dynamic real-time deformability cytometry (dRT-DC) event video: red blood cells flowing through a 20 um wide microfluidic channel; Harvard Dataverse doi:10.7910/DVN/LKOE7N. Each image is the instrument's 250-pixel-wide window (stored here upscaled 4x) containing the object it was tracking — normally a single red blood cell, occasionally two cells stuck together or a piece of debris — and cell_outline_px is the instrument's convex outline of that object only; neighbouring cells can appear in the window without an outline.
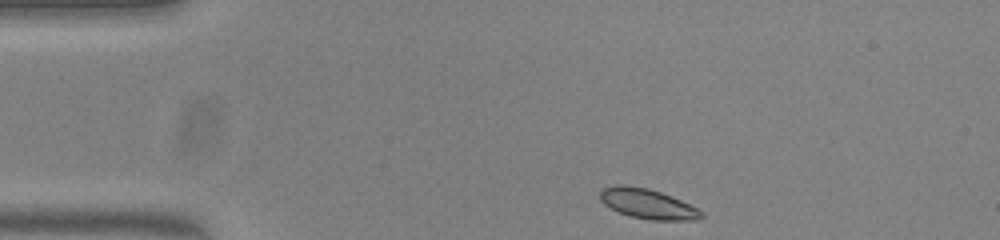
{"species": "common noctule bat (a hibernating species)", "species_latin": "Nyctalus noctula", "temperature_condition": "warm", "stored_images_in_passage": 45, "camera_frame_rate_fps": 3000, "um_per_image_px": 0.085, "animal": {"sex": "female", "body_mass_g": 23.0, "forearm_length_mm": 53.4}, "frame": {"image": 1, "passage_image": 1, "time_ms": 0.0, "image_size_px": [1000, 240], "cell_outline_px": [[704, 216], [696, 220], [652, 220], [632, 216], [620, 212], [604, 204], [600, 200], [600, 188], [616, 184], [624, 184], [648, 188], [672, 196], [704, 212]], "centroid_in_image_um": [55.03, 17.3], "position_along_channel_um": 30.0, "area_um2": 17.63}}
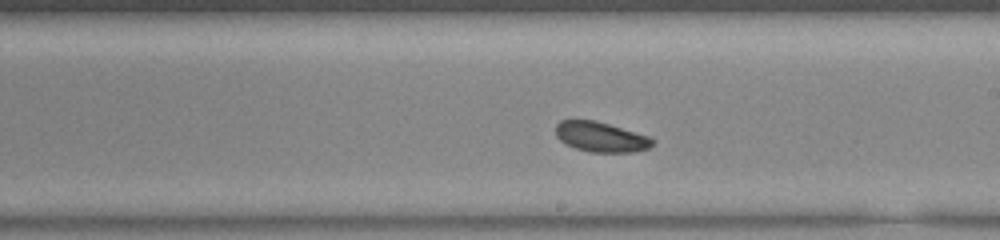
{"frame": {"image": 2, "passage_image": 22, "time_ms": 7.0, "image_size_px": [1000, 240], "cell_outline_px": [[656, 144], [648, 148], [636, 152], [592, 152], [576, 148], [560, 140], [556, 136], [556, 124], [560, 120], [596, 120], [652, 136], [656, 140]], "centroid_in_image_um": [51.16, 11.63], "position_along_channel_um": 237.8, "area_um2": 17.22}}
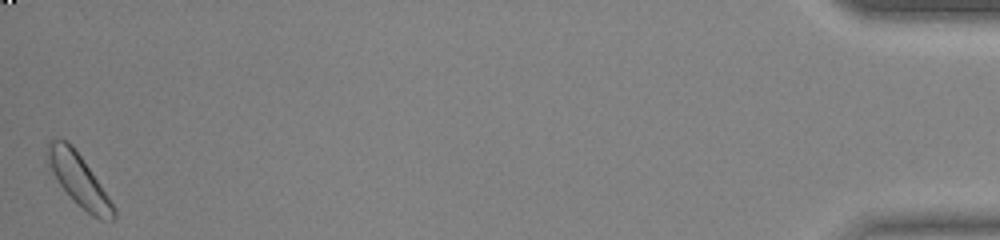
{"frame": {"image": 3, "passage_image": 45, "time_ms": 14.667, "image_size_px": [1000, 240], "cell_outline_px": [[116, 216], [112, 220], [100, 220], [92, 216], [72, 200], [60, 184], [44, 160], [44, 152], [48, 140], [64, 140], [72, 144], [108, 196], [116, 208]], "centroid_in_image_um": [6.65, 15.28], "position_along_channel_um": 428.5, "area_um2": 20.06}}